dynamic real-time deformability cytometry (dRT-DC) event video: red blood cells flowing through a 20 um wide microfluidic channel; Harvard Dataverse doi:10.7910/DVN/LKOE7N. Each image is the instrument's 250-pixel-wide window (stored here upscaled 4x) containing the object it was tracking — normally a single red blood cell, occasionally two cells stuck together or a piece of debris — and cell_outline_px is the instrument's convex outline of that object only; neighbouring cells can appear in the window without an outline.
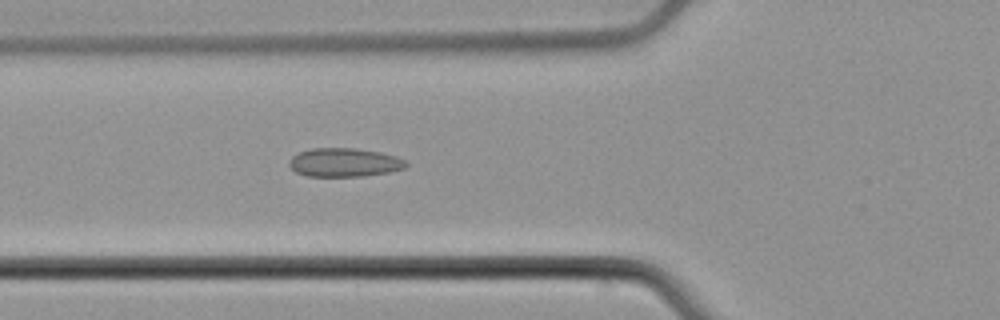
{"species": "common noctule bat (a hibernating species)", "species_latin": "Nyctalus noctula", "temperature_condition": "cold", "stored_images_in_passage": 42, "camera_frame_rate_fps": 3000, "um_per_image_px": 0.085, "animal": {"sex": "male", "body_mass_g": 21.5, "forearm_length_mm": 52.0}, "frame": {"image": 1, "passage_image": 15, "time_ms": 4.667, "image_size_px": [1000, 320], "cell_outline_px": [[408, 164], [404, 168], [388, 172], [364, 176], [308, 176], [296, 172], [288, 164], [288, 160], [292, 156], [300, 152], [312, 148], [356, 148], [380, 152], [396, 156], [404, 160]], "centroid_in_image_um": [29.25, 13.8], "position_along_channel_um": 96.5, "area_um2": 19.48}}
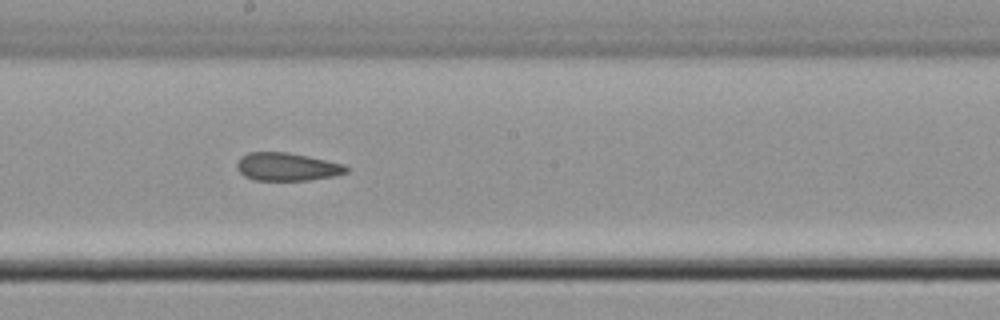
{"frame": {"image": 2, "passage_image": 25, "time_ms": 8.0, "image_size_px": [1000, 320], "cell_outline_px": [[348, 172], [332, 176], [308, 180], [256, 180], [244, 176], [236, 168], [236, 164], [240, 156], [248, 152], [288, 152], [308, 156], [344, 164], [348, 168]], "centroid_in_image_um": [24.36, 14.17], "position_along_channel_um": 223.8, "area_um2": 17.86}}
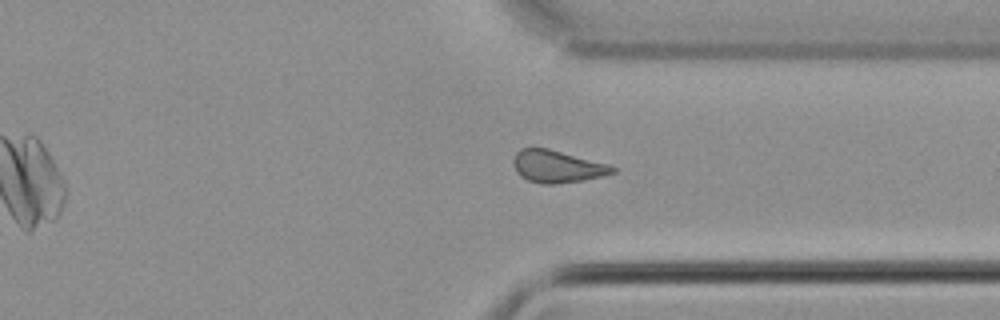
{"frame": {"image": 3, "passage_image": 36, "time_ms": 11.667, "image_size_px": [1000, 320], "cell_outline_px": [[616, 172], [584, 180], [556, 184], [540, 184], [528, 180], [520, 176], [516, 172], [516, 152], [520, 148], [548, 148], [608, 164], [616, 168]], "centroid_in_image_um": [47.38, 14.16], "position_along_channel_um": 364.0, "area_um2": 18.38}, "authors_computed_cell_mechanics": {"area_um2": 18.6694, "velocity_mm_per_s": 3.8161, "shape_relaxation_time_tau1_ms": null, "shape_relaxation_time_tau2_ms": 2.6402, "deformation_change_tau1": null, "deformation_change_tau2": 0.1014}}